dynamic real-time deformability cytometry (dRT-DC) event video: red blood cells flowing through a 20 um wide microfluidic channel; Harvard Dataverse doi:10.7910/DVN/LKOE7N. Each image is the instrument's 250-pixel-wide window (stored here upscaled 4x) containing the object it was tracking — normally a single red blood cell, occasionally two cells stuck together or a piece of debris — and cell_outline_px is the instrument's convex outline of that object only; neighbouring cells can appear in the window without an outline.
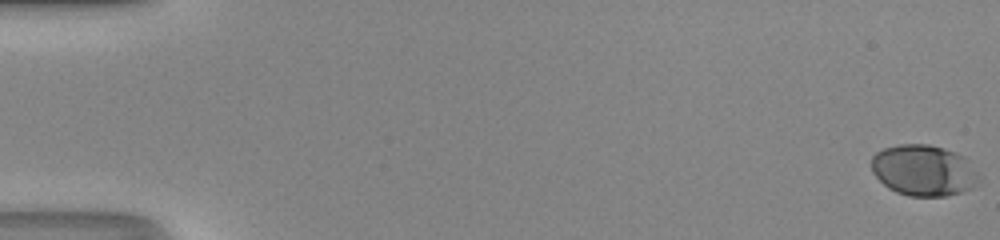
{"species": "human", "species_latin": "Homo sapiens", "temperature_condition": "room temperature", "stored_images_in_passage": 52, "camera_frame_rate_fps": 3000, "um_per_image_px": 0.085, "donor": {"sex": "male"}, "frame": {"image": 1, "passage_image": 1, "time_ms": 0.0, "image_size_px": [1000, 240], "cell_outline_px": [[972, 188], [960, 192], [944, 196], [908, 196], [896, 192], [888, 188], [872, 172], [872, 156], [876, 152], [884, 148], [900, 144], [928, 144], [944, 148], [956, 152], [964, 156], [972, 184]], "centroid_in_image_um": [78.34, 14.46], "position_along_channel_um": 6.7, "area_um2": 30.75}}
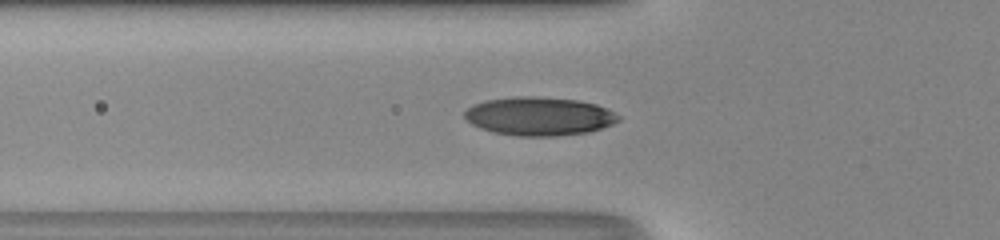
{"frame": {"image": 2, "passage_image": 20, "time_ms": 6.333, "image_size_px": [1000, 240], "cell_outline_px": [[620, 120], [612, 124], [588, 132], [556, 136], [516, 136], [492, 132], [480, 128], [472, 124], [464, 116], [464, 112], [472, 104], [484, 100], [516, 96], [536, 96], [580, 100], [596, 104], [608, 108], [620, 116]], "centroid_in_image_um": [45.82, 9.87], "position_along_channel_um": 80.0, "area_um2": 34.8}}
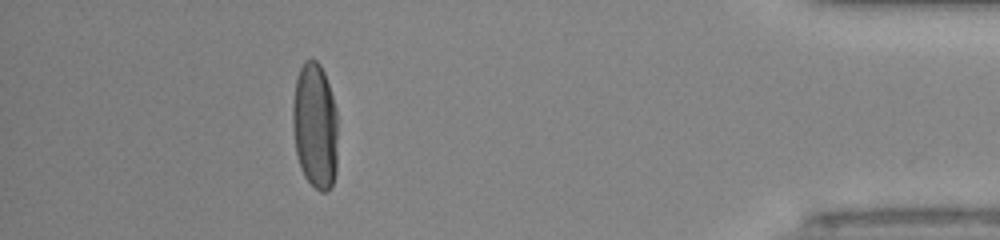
{"frame": {"image": 3, "passage_image": 47, "time_ms": 15.333, "image_size_px": [1000, 240], "cell_outline_px": [[336, 172], [332, 184], [328, 192], [320, 192], [304, 176], [300, 168], [296, 152], [292, 128], [292, 104], [296, 80], [300, 68], [304, 60], [312, 56], [320, 64], [324, 72], [336, 108]], "centroid_in_image_um": [26.76, 10.67], "position_along_channel_um": 408.4, "area_um2": 33.35}, "authors_computed_cell_mechanics": {"area_um2": 33.1772, "velocity_mm_per_s": 4.2091, "shape_relaxation_time_tau1_ms": 3.6788, "shape_relaxation_time_tau2_ms": null, "deformation_change_tau1": 0.1778, "deformation_change_tau2": null}}